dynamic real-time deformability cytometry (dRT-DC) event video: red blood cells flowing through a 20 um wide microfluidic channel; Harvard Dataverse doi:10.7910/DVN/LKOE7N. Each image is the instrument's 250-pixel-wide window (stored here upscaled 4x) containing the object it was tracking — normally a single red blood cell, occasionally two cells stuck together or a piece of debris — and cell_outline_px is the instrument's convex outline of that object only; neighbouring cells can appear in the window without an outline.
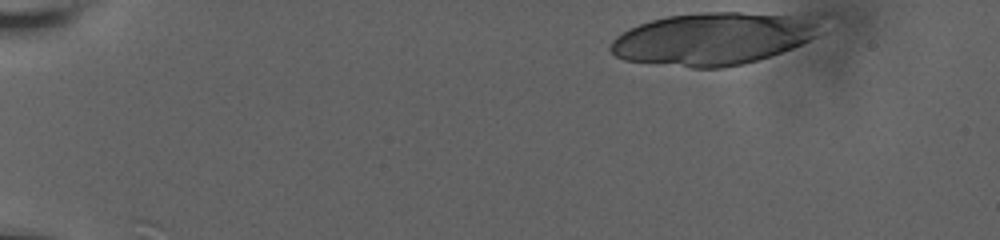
{"species": "human", "species_latin": "Homo sapiens", "temperature_condition": "room temperature", "stored_images_in_passage": 16, "camera_frame_rate_fps": 3000, "um_per_image_px": 0.085, "donor": {"sex": "male"}, "frame": {"image": 1, "passage_image": 1, "time_ms": 0.0, "image_size_px": [1000, 240], "cell_outline_px": [[824, 12], [816, 36], [792, 48], [744, 64], [724, 68], [692, 68], [624, 60], [616, 56], [608, 48], [612, 40], [616, 36], [628, 28], [652, 20], [668, 16], [704, 12]], "centroid_in_image_um": [60.78, 3.23], "position_along_channel_um": 24.2, "area_um2": 65.72}}